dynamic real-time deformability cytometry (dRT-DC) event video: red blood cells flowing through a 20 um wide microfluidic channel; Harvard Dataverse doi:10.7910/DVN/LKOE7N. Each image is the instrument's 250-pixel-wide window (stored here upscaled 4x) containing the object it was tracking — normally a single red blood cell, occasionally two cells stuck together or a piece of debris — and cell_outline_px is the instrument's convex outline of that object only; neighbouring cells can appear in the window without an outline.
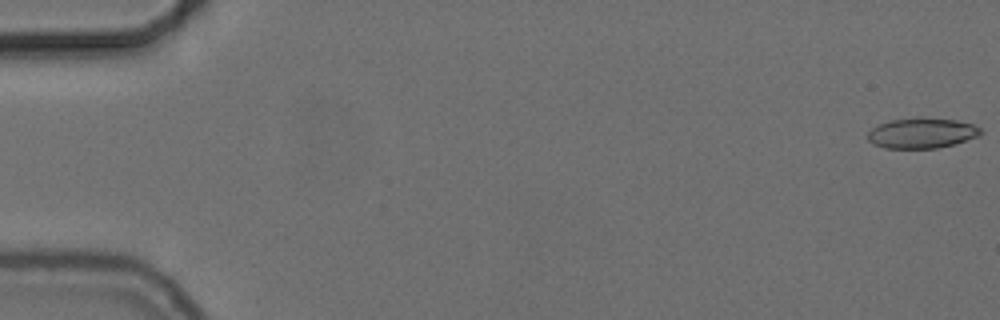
{"species": "common noctule bat (a hibernating species)", "species_latin": "Nyctalus noctula", "temperature_condition": "cold", "stored_images_in_passage": 56, "camera_frame_rate_fps": 3000, "um_per_image_px": 0.085, "animal": {"sex": "female", "body_mass_g": 24.6, "forearm_length_mm": 56.2}, "frame": {"image": 1, "passage_image": 1, "time_ms": 0.0, "image_size_px": [1000, 320], "cell_outline_px": [[984, 132], [980, 136], [952, 144], [936, 148], [884, 148], [872, 144], [868, 140], [868, 132], [872, 128], [888, 120], [920, 116], [956, 120], [972, 124], [980, 128]], "centroid_in_image_um": [78.35, 11.29], "position_along_channel_um": 6.7, "area_um2": 20.23}}
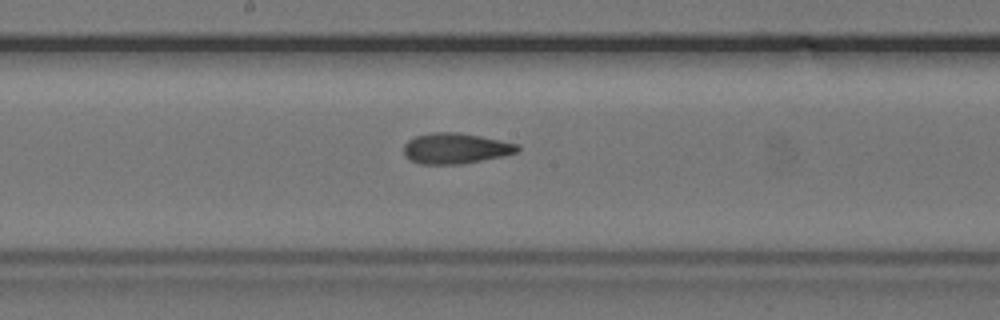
{"frame": {"image": 2, "passage_image": 30, "time_ms": 9.667, "image_size_px": [1000, 320], "cell_outline_px": [[520, 148], [516, 152], [504, 156], [464, 164], [420, 164], [404, 156], [404, 144], [408, 140], [416, 136], [432, 132], [456, 132], [480, 136], [520, 144]], "centroid_in_image_um": [38.73, 12.61], "position_along_channel_um": 209.5, "area_um2": 20.4}}
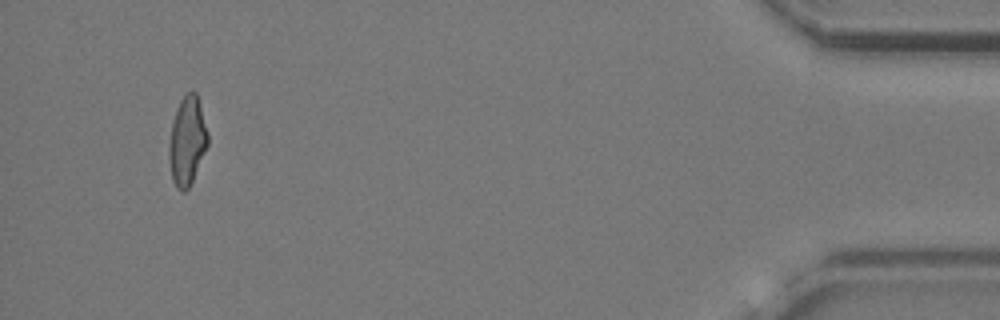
{"frame": {"image": 3, "passage_image": 53, "time_ms": 17.333, "image_size_px": [1000, 320], "cell_outline_px": [[208, 144], [192, 180], [188, 188], [184, 192], [176, 188], [172, 180], [168, 156], [168, 144], [172, 124], [176, 108], [180, 100], [188, 92], [196, 92], [208, 132]], "centroid_in_image_um": [15.89, 11.98], "position_along_channel_um": 419.3, "area_um2": 19.88}, "authors_computed_cell_mechanics": {"area_um2": 20.23, "velocity_mm_per_s": 3.721, "shape_relaxation_time_tau1_ms": 7.0282, "shape_relaxation_time_tau2_ms": 3.9421, "deformation_change_tau1": 0.1575, "deformation_change_tau2": 0.1179}}